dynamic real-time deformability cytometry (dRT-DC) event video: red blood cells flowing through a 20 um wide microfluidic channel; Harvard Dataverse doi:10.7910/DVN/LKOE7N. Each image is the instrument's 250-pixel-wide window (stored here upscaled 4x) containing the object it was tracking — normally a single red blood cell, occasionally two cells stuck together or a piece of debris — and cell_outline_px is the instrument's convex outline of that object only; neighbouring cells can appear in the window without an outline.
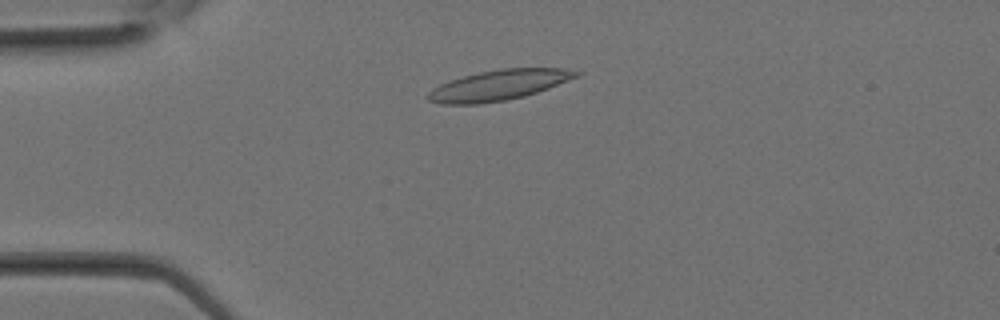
{"species": "Egyptian fruit bat (a non-hibernating species)", "species_latin": "Rousettus aegyptiacus", "temperature_condition": "room temperature", "stored_images_in_passage": 30, "camera_frame_rate_fps": 3000, "um_per_image_px": 0.085, "animal": {"sex": "female"}, "frame": {"image": 1, "passage_image": 6, "time_ms": 1.667, "image_size_px": [1000, 320], "cell_outline_px": [[584, 72], [580, 76], [548, 88], [524, 96], [504, 100], [480, 104], [440, 104], [428, 100], [424, 96], [432, 88], [448, 80], [480, 72], [500, 68], [564, 68]], "centroid_in_image_um": [42.38, 7.23], "position_along_channel_um": 42.6, "area_um2": 26.36}}
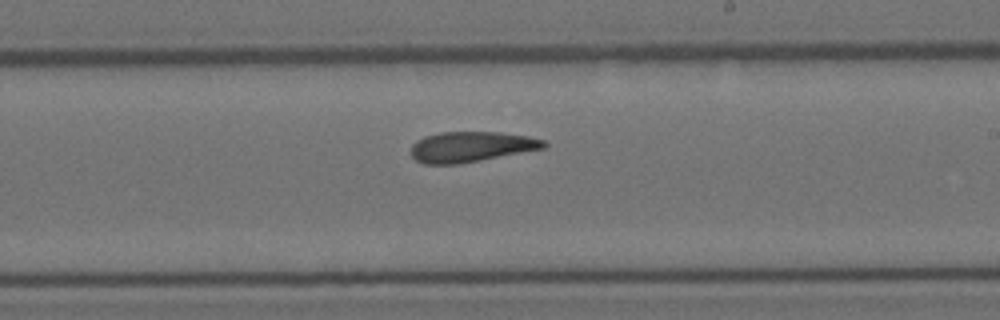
{"frame": {"image": 2, "passage_image": 17, "time_ms": 5.333, "image_size_px": [1000, 320], "cell_outline_px": [[548, 144], [544, 148], [460, 164], [424, 164], [416, 160], [412, 156], [412, 144], [416, 140], [424, 136], [440, 132], [500, 132], [528, 136], [544, 140]], "centroid_in_image_um": [40.03, 12.47], "position_along_channel_um": 249.0, "area_um2": 23.52}}
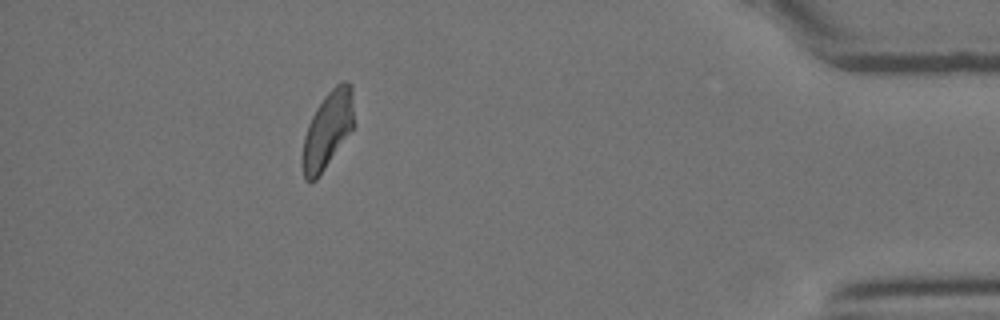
{"frame": {"image": 3, "passage_image": 27, "time_ms": 8.667, "image_size_px": [1000, 320], "cell_outline_px": [[352, 128], [316, 180], [304, 180], [304, 136], [308, 124], [316, 108], [324, 96], [340, 80], [344, 80], [352, 84]], "centroid_in_image_um": [27.85, 10.96], "position_along_channel_um": 407.4, "area_um2": 22.08}}